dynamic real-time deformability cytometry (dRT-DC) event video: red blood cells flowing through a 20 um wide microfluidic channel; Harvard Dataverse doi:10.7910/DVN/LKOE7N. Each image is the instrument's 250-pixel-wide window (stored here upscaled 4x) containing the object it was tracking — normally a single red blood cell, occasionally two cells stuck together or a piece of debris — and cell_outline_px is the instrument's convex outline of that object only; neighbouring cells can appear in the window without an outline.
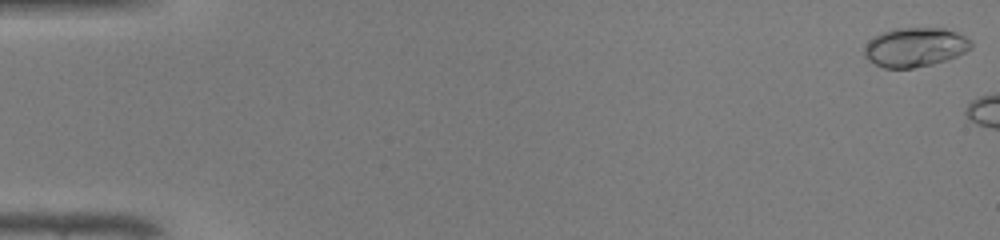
{"species": "common noctule bat (a hibernating species)", "species_latin": "Nyctalus noctula", "temperature_condition": "warm", "stored_images_in_passage": 4, "camera_frame_rate_fps": 3000, "um_per_image_px": 0.085, "animal": {"sex": "male", "body_mass_g": 19.0, "forearm_length_mm": 50.8}, "frame": {"image": 1, "passage_image": 1, "time_ms": 0.0, "image_size_px": [1000, 240], "cell_outline_px": [[972, 48], [956, 56], [932, 64], [912, 68], [884, 68], [868, 60], [864, 56], [864, 48], [868, 40], [884, 32], [896, 28], [944, 28], [956, 32], [972, 40]], "centroid_in_image_um": [77.78, 4.01], "position_along_channel_um": 7.2, "area_um2": 24.28}}